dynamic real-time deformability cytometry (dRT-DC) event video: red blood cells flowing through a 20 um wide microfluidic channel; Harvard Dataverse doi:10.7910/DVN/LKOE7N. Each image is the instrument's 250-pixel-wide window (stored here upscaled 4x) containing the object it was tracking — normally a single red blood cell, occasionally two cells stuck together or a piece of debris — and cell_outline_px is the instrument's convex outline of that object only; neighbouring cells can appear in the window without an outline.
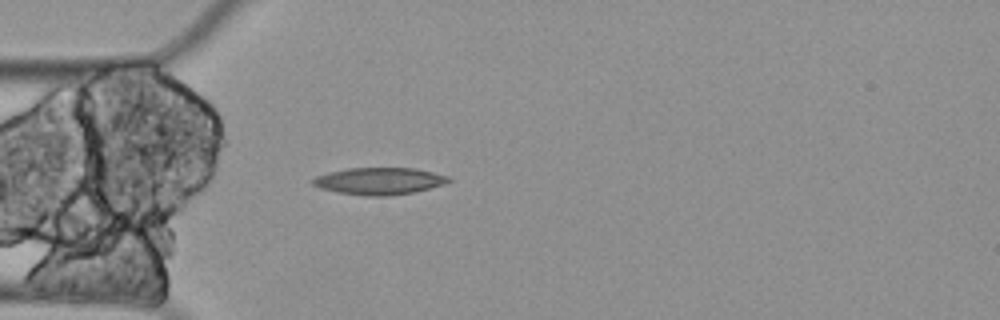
{"species": "Egyptian fruit bat (a non-hibernating species)", "species_latin": "Rousettus aegyptiacus", "temperature_condition": "cold", "stored_images_in_passage": 4, "camera_frame_rate_fps": 3000, "um_per_image_px": 0.085, "animal": {"sex": "female"}, "frame": {"image": 1, "passage_image": 4, "time_ms": 1.0, "image_size_px": [1000, 320], "cell_outline_px": [[452, 180], [444, 184], [412, 192], [388, 196], [364, 196], [340, 192], [320, 188], [312, 184], [312, 180], [316, 176], [328, 172], [348, 168], [416, 168], [452, 176]], "centroid_in_image_um": [32.27, 15.38], "position_along_channel_um": 52.7, "area_um2": 21.39}}